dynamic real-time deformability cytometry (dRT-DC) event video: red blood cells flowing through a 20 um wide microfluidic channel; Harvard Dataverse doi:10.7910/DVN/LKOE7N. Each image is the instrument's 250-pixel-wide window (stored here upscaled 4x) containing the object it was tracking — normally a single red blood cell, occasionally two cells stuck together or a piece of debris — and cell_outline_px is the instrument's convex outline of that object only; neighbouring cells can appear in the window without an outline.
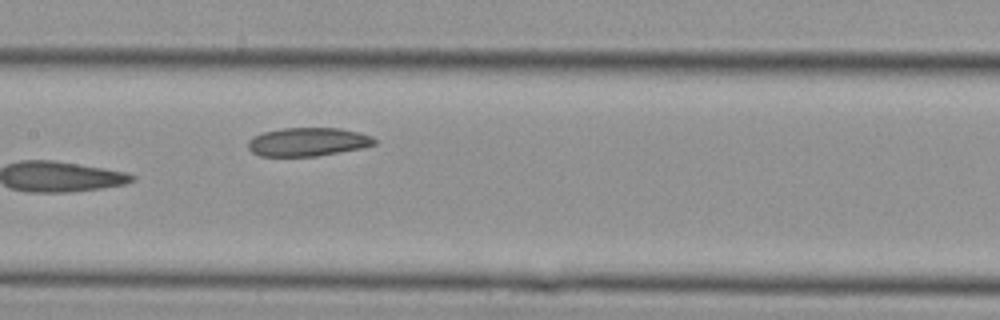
{"species": "Egyptian fruit bat (a non-hibernating species)", "species_latin": "Rousettus aegyptiacus", "temperature_condition": "cold", "stored_images_in_passage": 12, "camera_frame_rate_fps": 3000, "um_per_image_px": 0.085, "animal": {"sex": "female"}, "frame": {"image": 1, "passage_image": 12, "time_ms": 3.667, "image_size_px": [1000, 320], "cell_outline_px": [[376, 144], [364, 148], [316, 156], [260, 156], [252, 152], [248, 148], [248, 140], [252, 136], [264, 132], [284, 128], [340, 128], [372, 136], [376, 140]], "centroid_in_image_um": [26.16, 12.06], "position_along_channel_um": 181.2, "area_um2": 21.04}}